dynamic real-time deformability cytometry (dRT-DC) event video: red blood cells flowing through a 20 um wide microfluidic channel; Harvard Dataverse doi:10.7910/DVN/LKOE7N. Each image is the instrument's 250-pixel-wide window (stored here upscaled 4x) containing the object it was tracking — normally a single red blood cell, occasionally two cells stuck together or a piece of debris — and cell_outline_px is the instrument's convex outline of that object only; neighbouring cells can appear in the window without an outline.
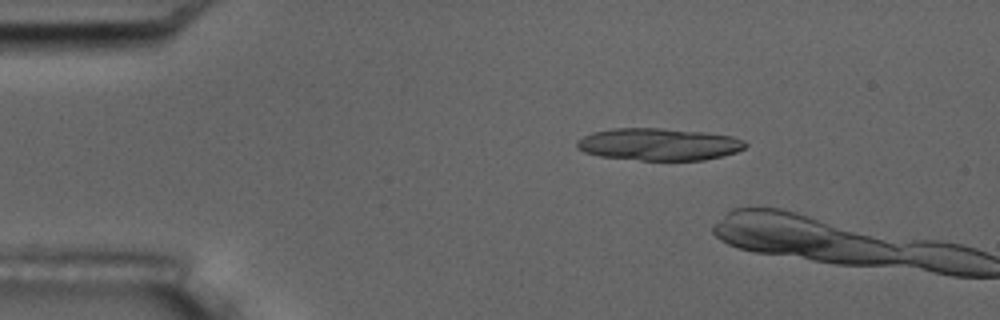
{"species": "common noctule bat (a hibernating species)", "species_latin": "Nyctalus noctula", "temperature_condition": "room temperature", "stored_images_in_passage": 4, "camera_frame_rate_fps": 3000, "um_per_image_px": 0.085, "animal": {"sex": "male", "body_mass_g": 17.5, "forearm_length_mm": 52.3}, "frame": {"image": 1, "passage_image": 3, "time_ms": 2.0, "image_size_px": [1000, 320], "cell_outline_px": [[748, 144], [744, 148], [736, 152], [704, 160], [640, 160], [600, 156], [584, 152], [576, 148], [576, 140], [592, 132], [612, 128], [660, 128], [704, 132], [732, 136], [744, 140]], "centroid_in_image_um": [55.98, 12.26], "position_along_channel_um": 29.0, "area_um2": 31.67}}